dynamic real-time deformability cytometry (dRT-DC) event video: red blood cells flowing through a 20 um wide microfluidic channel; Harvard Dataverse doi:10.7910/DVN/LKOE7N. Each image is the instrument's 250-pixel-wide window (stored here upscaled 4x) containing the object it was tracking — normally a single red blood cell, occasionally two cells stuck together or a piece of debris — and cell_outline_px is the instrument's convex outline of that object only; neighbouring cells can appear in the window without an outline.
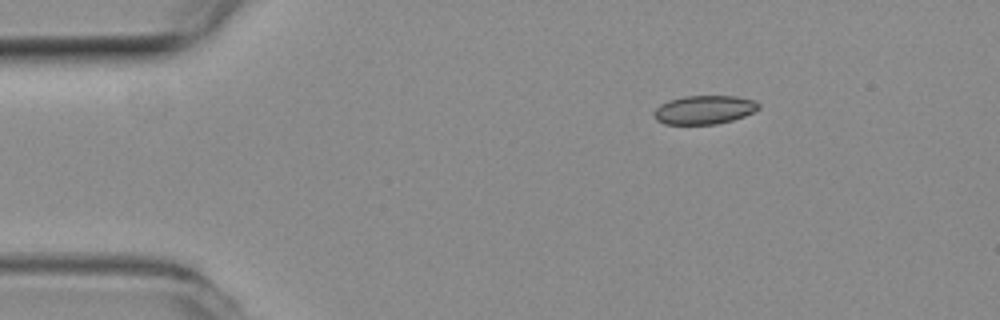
{"species": "common noctule bat (a hibernating species)", "species_latin": "Nyctalus noctula", "temperature_condition": "room temperature", "stored_images_in_passage": 12, "segment_of_instrument_passage": [2, 2], "camera_frame_rate_fps": 3000, "um_per_image_px": 0.085, "animal": {"sex": "female", "body_mass_g": 19.3, "forearm_length_mm": 54.1}, "frame": {"image": 1, "passage_image": 12, "time_ms": 3.667, "image_size_px": [1000, 320], "cell_outline_px": [[760, 108], [744, 116], [732, 120], [716, 124], [664, 124], [656, 120], [652, 116], [652, 112], [660, 104], [668, 100], [684, 96], [736, 96], [756, 100], [760, 104]], "centroid_in_image_um": [59.83, 9.33], "position_along_channel_um": 25.2, "area_um2": 17.69}}